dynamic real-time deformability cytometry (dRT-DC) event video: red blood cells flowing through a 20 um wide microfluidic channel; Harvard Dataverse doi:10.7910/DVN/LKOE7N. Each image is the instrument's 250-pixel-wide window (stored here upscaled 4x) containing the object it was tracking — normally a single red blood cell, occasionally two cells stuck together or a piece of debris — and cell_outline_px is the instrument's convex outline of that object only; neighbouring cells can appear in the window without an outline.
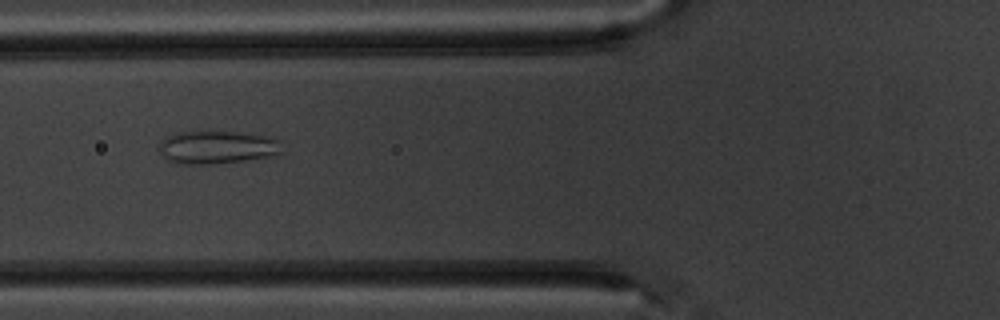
{"species": "common noctule bat (a hibernating species)", "species_latin": "Nyctalus noctula", "temperature_condition": "warm", "stored_images_in_passage": 4, "camera_frame_rate_fps": 3000, "um_per_image_px": 0.085, "animal": {"sex": "male", "body_mass_g": 20.1, "forearm_length_mm": 53.5}, "frame": {"image": 1, "passage_image": 2, "time_ms": 1.0, "image_size_px": [1000, 320], "cell_outline_px": [[284, 152], [268, 156], [244, 160], [208, 164], [184, 164], [172, 160], [164, 156], [160, 152], [160, 140], [176, 132], [236, 132], [264, 136], [280, 140]], "centroid_in_image_um": [18.48, 12.51], "position_along_channel_um": 107.3, "area_um2": 23.18}}